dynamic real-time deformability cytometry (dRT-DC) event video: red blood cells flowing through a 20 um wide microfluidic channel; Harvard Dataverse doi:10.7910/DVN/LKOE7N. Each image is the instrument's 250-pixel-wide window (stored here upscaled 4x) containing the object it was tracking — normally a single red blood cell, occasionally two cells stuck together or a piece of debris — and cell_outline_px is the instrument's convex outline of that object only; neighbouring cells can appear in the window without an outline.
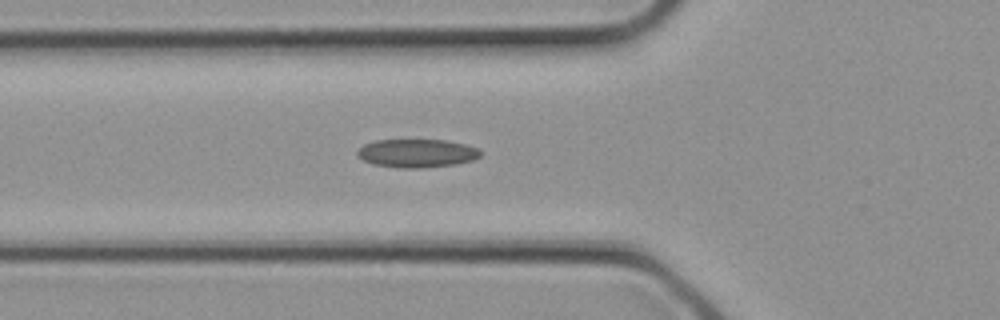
{"species": "common noctule bat (a hibernating species)", "species_latin": "Nyctalus noctula", "temperature_condition": "cold", "stored_images_in_passage": 4, "camera_frame_rate_fps": 3000, "um_per_image_px": 0.085, "animal": {"sex": "female", "body_mass_g": 21.9}, "frame": {"image": 1, "passage_image": 3, "time_ms": 0.667, "image_size_px": [1000, 320], "cell_outline_px": [[480, 156], [472, 160], [456, 164], [420, 168], [400, 168], [372, 164], [356, 156], [356, 152], [364, 144], [376, 140], [444, 140], [464, 144], [476, 148], [480, 152]], "centroid_in_image_um": [35.39, 13.03], "position_along_channel_um": 90.4, "area_um2": 20.23}}